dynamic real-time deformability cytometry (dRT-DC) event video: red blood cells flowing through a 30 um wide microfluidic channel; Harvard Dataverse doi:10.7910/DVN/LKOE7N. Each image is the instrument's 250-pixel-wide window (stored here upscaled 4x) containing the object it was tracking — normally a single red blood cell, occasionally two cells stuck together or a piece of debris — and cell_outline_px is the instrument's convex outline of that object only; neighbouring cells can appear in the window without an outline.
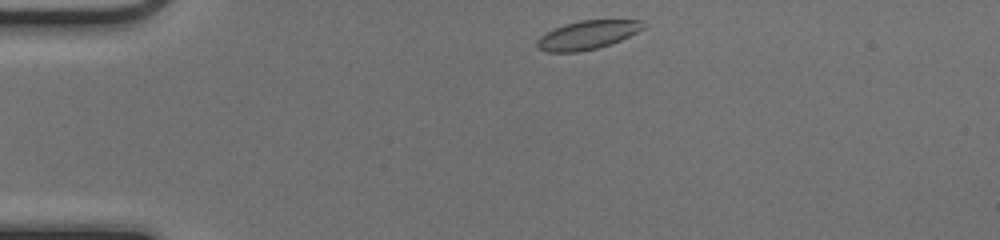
{"species": "common noctule bat (a hibernating species)", "species_latin": "Nyctalus noctula", "temperature_condition": "cold", "stored_images_in_passage": 41, "camera_frame_rate_fps": 3000, "um_per_image_px": 0.085, "animal": {"sex": "female", "body_mass_g": 17.0, "forearm_length_mm": 48.0}, "frame": {"image": 1, "passage_image": 1, "time_ms": 0.0, "image_size_px": [1000, 240], "cell_outline_px": [[644, 28], [612, 44], [596, 48], [576, 52], [548, 52], [536, 48], [536, 40], [540, 36], [564, 24], [580, 20], [644, 20]], "centroid_in_image_um": [49.91, 2.97], "position_along_channel_um": 35.1, "area_um2": 17.63}}
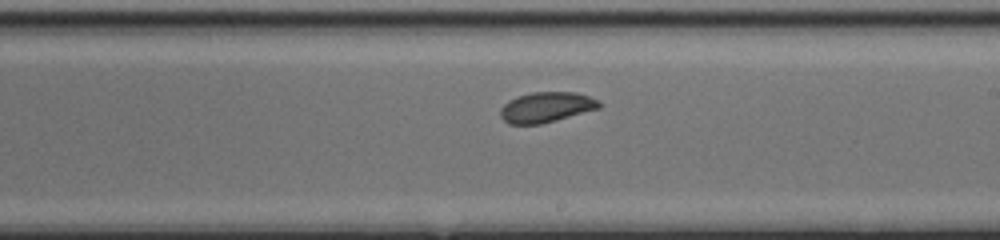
{"frame": {"image": 2, "passage_image": 20, "time_ms": 6.333, "image_size_px": [1000, 240], "cell_outline_px": [[600, 108], [556, 120], [540, 124], [508, 124], [500, 116], [500, 108], [508, 100], [516, 96], [532, 92], [576, 92], [588, 96], [596, 100], [600, 104]], "centroid_in_image_um": [46.39, 9.11], "position_along_channel_um": 242.6, "area_um2": 17.4}}
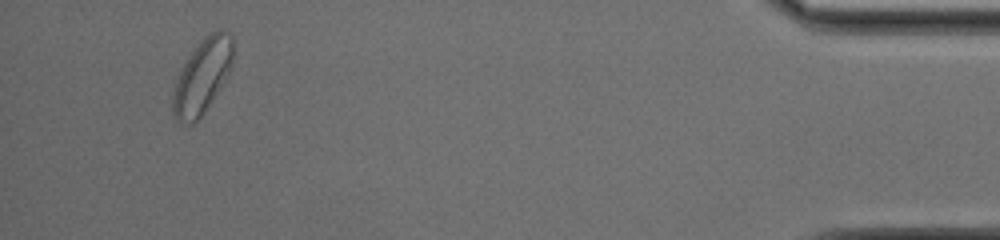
{"frame": {"image": 3, "passage_image": 38, "time_ms": 12.333, "image_size_px": [1000, 240], "cell_outline_px": [[236, 52], [232, 68], [200, 116], [192, 124], [180, 124], [176, 120], [172, 112], [172, 92], [176, 76], [180, 68], [200, 40], [216, 28], [224, 28], [232, 36]], "centroid_in_image_um": [17.2, 6.41], "position_along_channel_um": 418.0, "area_um2": 26.59}, "authors_computed_cell_mechanics": {"area_um2": 18.0914, "velocity_mm_per_s": 4.0856, "shape_relaxation_time_tau1_ms": 6.215, "shape_relaxation_time_tau2_ms": null, "deformation_change_tau1": 0.1226, "deformation_change_tau2": null}}